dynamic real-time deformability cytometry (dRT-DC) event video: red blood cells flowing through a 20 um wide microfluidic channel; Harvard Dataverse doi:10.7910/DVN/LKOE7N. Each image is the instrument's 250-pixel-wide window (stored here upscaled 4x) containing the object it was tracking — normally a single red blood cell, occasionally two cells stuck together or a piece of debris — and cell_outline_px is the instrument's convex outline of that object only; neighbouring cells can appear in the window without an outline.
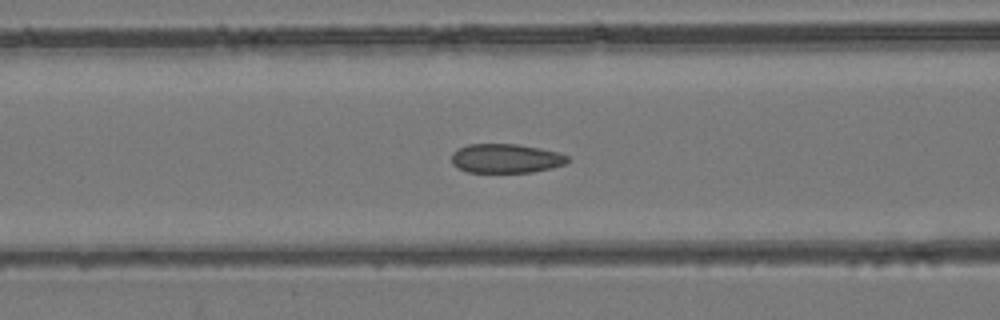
{"species": "common noctule bat (a hibernating species)", "species_latin": "Nyctalus noctula", "temperature_condition": "room temperature", "stored_images_in_passage": 38, "camera_frame_rate_fps": 3000, "um_per_image_px": 0.085, "animal": {"sex": "female", "body_mass_g": 24.6, "forearm_length_mm": 56.2}, "frame": {"image": 1, "passage_image": 13, "time_ms": 4.0, "image_size_px": [1000, 320], "cell_outline_px": [[572, 160], [568, 164], [552, 168], [532, 172], [468, 172], [456, 168], [452, 164], [452, 152], [456, 148], [468, 144], [516, 144], [540, 148], [556, 152], [568, 156]], "centroid_in_image_um": [43.0, 13.47], "position_along_channel_um": 123.6, "area_um2": 20.0}}
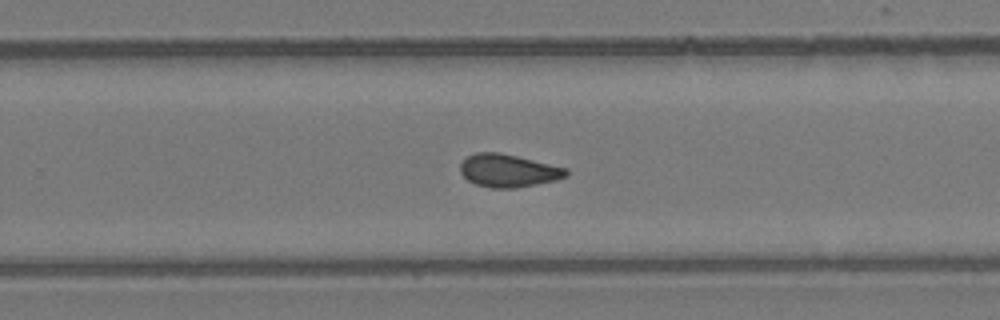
{"frame": {"image": 2, "passage_image": 24, "time_ms": 7.667, "image_size_px": [1000, 320], "cell_outline_px": [[568, 176], [556, 180], [516, 188], [492, 188], [476, 184], [468, 180], [460, 172], [460, 164], [468, 156], [476, 152], [500, 152], [568, 168]], "centroid_in_image_um": [43.22, 14.5], "position_along_channel_um": 286.6, "area_um2": 20.29}}
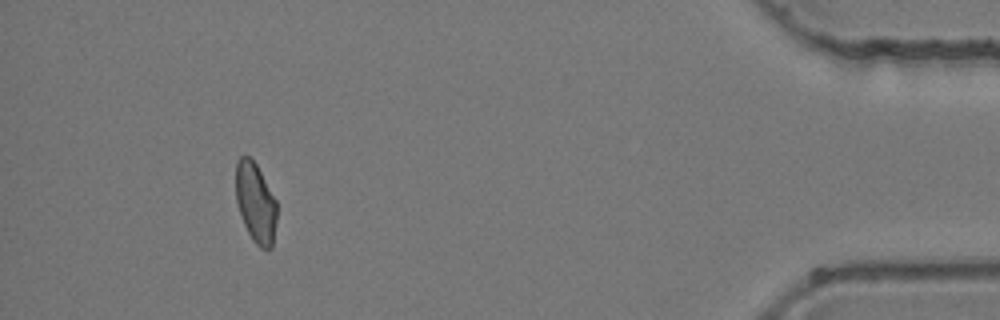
{"frame": {"image": 3, "passage_image": 37, "time_ms": 12.0, "image_size_px": [1000, 320], "cell_outline_px": [[276, 220], [272, 248], [260, 248], [252, 240], [244, 224], [236, 200], [236, 160], [240, 156], [248, 156], [256, 164], [276, 200]], "centroid_in_image_um": [21.72, 17.23], "position_along_channel_um": 413.5, "area_um2": 18.9}}